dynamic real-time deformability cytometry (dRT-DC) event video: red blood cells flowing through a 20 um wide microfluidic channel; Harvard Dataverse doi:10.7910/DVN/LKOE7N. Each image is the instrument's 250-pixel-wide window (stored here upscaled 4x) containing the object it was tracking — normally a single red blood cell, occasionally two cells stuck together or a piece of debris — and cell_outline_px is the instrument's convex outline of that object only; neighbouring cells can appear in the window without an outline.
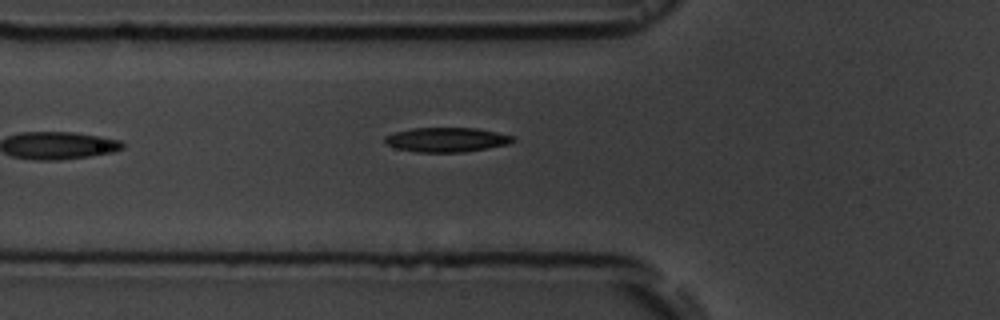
{"species": "common noctule bat (a hibernating species)", "species_latin": "Nyctalus noctula", "temperature_condition": "room temperature", "stored_images_in_passage": 4, "camera_frame_rate_fps": 3000, "um_per_image_px": 0.085, "animal": {"sex": "male", "body_mass_g": 19.5, "forearm_length_mm": 54.6}, "frame": {"image": 1, "passage_image": 4, "time_ms": 3.333, "image_size_px": [1000, 320], "cell_outline_px": [[516, 140], [508, 144], [488, 148], [464, 152], [416, 152], [396, 148], [384, 144], [384, 136], [396, 132], [412, 128], [476, 128], [496, 132], [512, 136]], "centroid_in_image_um": [37.93, 11.88], "position_along_channel_um": 87.9, "area_um2": 18.26}}